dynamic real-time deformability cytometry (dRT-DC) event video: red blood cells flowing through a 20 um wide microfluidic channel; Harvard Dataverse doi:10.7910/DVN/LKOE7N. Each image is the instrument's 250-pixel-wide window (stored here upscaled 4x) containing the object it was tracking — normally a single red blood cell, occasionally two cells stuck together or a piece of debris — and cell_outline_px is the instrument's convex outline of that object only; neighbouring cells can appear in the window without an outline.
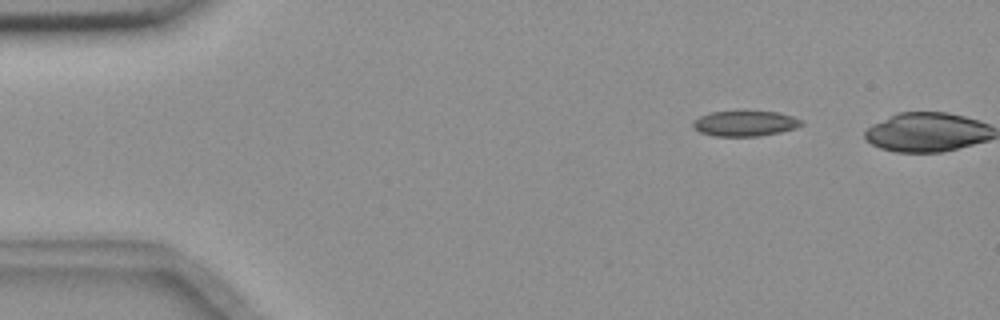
{"species": "common noctule bat (a hibernating species)", "species_latin": "Nyctalus noctula", "temperature_condition": "room temperature", "stored_images_in_passage": 2, "camera_frame_rate_fps": 3000, "um_per_image_px": 0.085, "animal": {"sex": "female", "body_mass_g": 18.4}, "frame": {"image": 1, "passage_image": 1, "time_ms": 0.0, "image_size_px": [1000, 320], "cell_outline_px": [[804, 124], [796, 128], [780, 132], [760, 136], [716, 136], [700, 132], [692, 128], [692, 120], [708, 112], [776, 112], [792, 116], [804, 120]], "centroid_in_image_um": [63.32, 10.5], "position_along_channel_um": 21.7, "area_um2": 16.07}}